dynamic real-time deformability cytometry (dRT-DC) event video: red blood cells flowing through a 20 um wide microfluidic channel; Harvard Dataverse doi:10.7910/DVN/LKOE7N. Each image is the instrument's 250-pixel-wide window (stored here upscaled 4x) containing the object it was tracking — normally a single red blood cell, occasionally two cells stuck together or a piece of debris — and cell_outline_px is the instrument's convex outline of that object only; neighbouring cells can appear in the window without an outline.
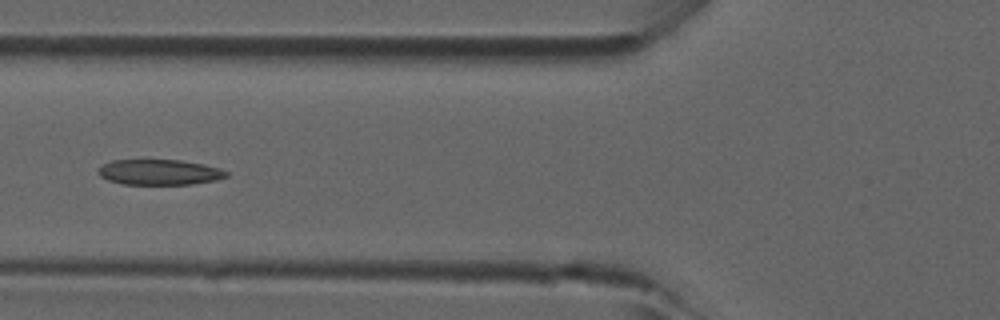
{"species": "common noctule bat (a hibernating species)", "species_latin": "Nyctalus noctula", "temperature_condition": "room temperature", "stored_images_in_passage": 5, "camera_frame_rate_fps": 3000, "um_per_image_px": 0.085, "animal": {"sex": "male", "forearm_length_mm": 52.5}, "frame": {"image": 1, "passage_image": 5, "time_ms": 1.333, "image_size_px": [1000, 320], "cell_outline_px": [[228, 176], [216, 180], [192, 184], [124, 184], [108, 180], [100, 176], [96, 172], [104, 164], [112, 160], [180, 160], [204, 164], [220, 168], [228, 172]], "centroid_in_image_um": [13.57, 14.63], "position_along_channel_um": 112.2, "area_um2": 18.96}}